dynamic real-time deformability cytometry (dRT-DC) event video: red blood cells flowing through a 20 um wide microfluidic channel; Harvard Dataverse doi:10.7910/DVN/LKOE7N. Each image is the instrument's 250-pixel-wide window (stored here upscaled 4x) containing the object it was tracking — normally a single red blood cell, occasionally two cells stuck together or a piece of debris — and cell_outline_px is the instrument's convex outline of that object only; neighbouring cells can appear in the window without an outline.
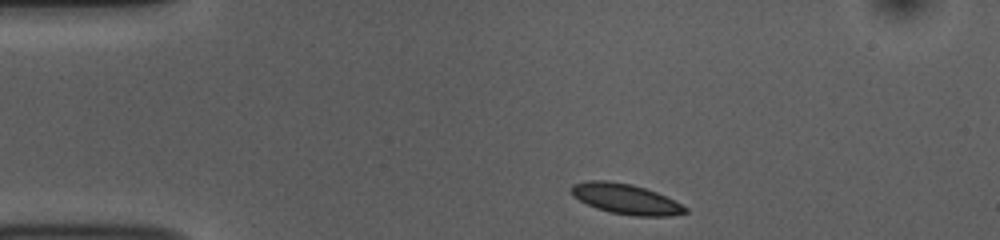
{"species": "common noctule bat (a hibernating species)", "species_latin": "Nyctalus noctula", "temperature_condition": "room temperature", "stored_images_in_passage": 44, "camera_frame_rate_fps": 3000, "um_per_image_px": 0.085, "animal": {"sex": "female", "body_mass_g": 10.0, "forearm_length_mm": 53.1}, "frame": {"image": 1, "passage_image": 1, "time_ms": 0.0, "image_size_px": [1000, 240], "cell_outline_px": [[688, 212], [668, 216], [632, 216], [608, 212], [596, 208], [580, 200], [572, 192], [572, 188], [576, 184], [588, 180], [604, 180], [632, 184], [656, 192], [688, 208]], "centroid_in_image_um": [53.21, 16.92], "position_along_channel_um": 31.8, "area_um2": 19.71}}
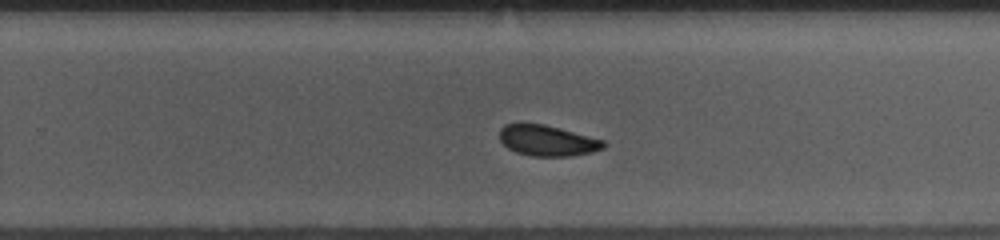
{"frame": {"image": 2, "passage_image": 25, "time_ms": 8.0, "image_size_px": [1000, 240], "cell_outline_px": [[604, 148], [592, 152], [572, 156], [532, 156], [516, 152], [508, 148], [500, 140], [500, 128], [504, 124], [544, 124], [560, 128], [604, 140]], "centroid_in_image_um": [46.52, 11.95], "position_along_channel_um": 283.3, "area_um2": 18.5}}
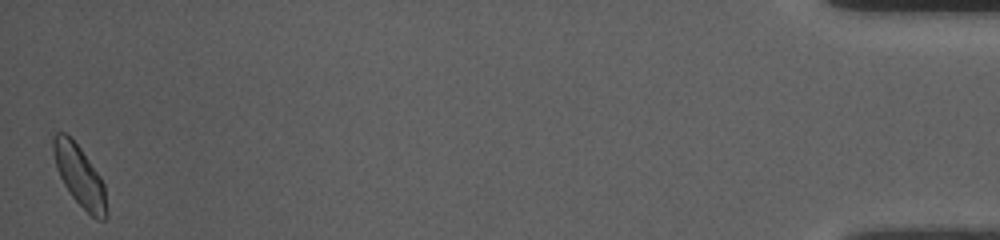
{"frame": {"image": 3, "passage_image": 44, "time_ms": 14.333, "image_size_px": [1000, 240], "cell_outline_px": [[108, 216], [104, 220], [96, 220], [72, 196], [64, 184], [56, 168], [52, 148], [52, 136], [56, 132], [64, 132], [80, 148], [100, 176], [104, 184], [108, 212]], "centroid_in_image_um": [6.77, 14.97], "position_along_channel_um": 428.4, "area_um2": 18.79}, "authors_computed_cell_mechanics": {"area_um2": 19.2763, "velocity_mm_per_s": 3.7206, "shape_relaxation_time_tau1_ms": 3.5787, "shape_relaxation_time_tau2_ms": null, "deformation_change_tau1": 0.0781, "deformation_change_tau2": null}}